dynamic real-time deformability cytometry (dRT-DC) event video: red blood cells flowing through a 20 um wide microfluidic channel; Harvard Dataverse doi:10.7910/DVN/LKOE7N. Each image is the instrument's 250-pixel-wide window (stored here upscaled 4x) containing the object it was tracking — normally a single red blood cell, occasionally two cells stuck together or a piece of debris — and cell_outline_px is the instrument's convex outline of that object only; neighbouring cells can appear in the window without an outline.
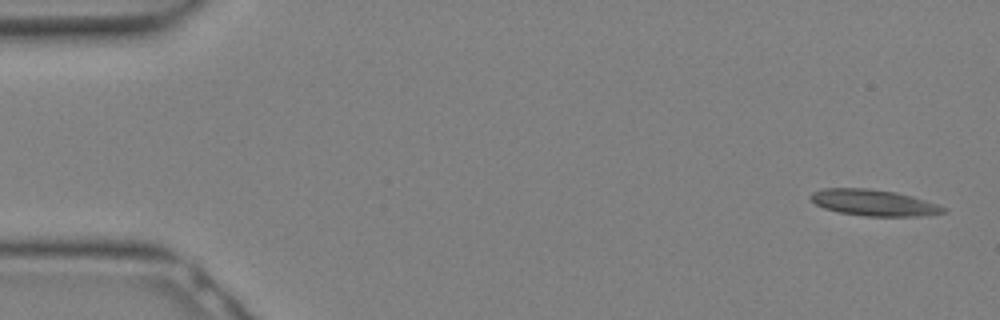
{"species": "Egyptian fruit bat (a non-hibernating species)", "species_latin": "Rousettus aegyptiacus", "temperature_condition": "warm", "stored_images_in_passage": 30, "camera_frame_rate_fps": 3000, "um_per_image_px": 0.085, "animal": {"sex": "female"}, "frame": {"image": 1, "passage_image": 1, "time_ms": 0.0, "image_size_px": [1000, 320], "cell_outline_px": [[948, 212], [920, 216], [864, 216], [840, 212], [824, 208], [816, 204], [808, 196], [812, 192], [824, 188], [868, 188], [896, 192], [912, 196], [948, 208]], "centroid_in_image_um": [74.27, 17.22], "position_along_channel_um": 10.7, "area_um2": 20.29}}
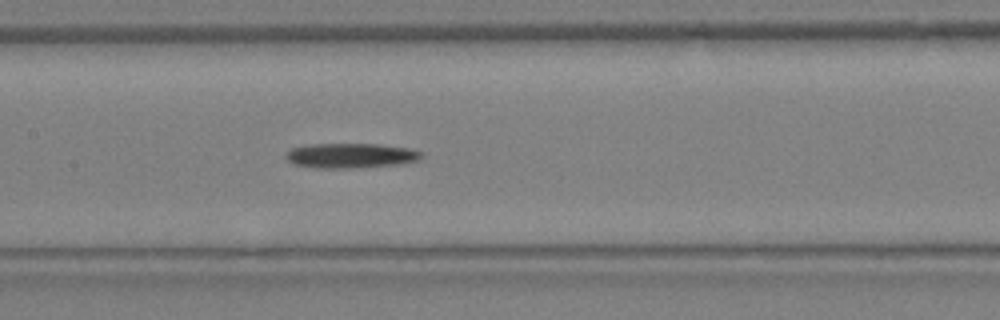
{"frame": {"image": 2, "passage_image": 14, "time_ms": 4.333, "image_size_px": [1000, 320], "cell_outline_px": [[424, 156], [420, 160], [404, 164], [364, 168], [316, 168], [292, 164], [284, 156], [292, 148], [308, 144], [376, 144], [408, 148], [424, 152]], "centroid_in_image_um": [29.87, 13.24], "position_along_channel_um": 177.5, "area_um2": 20.06}}
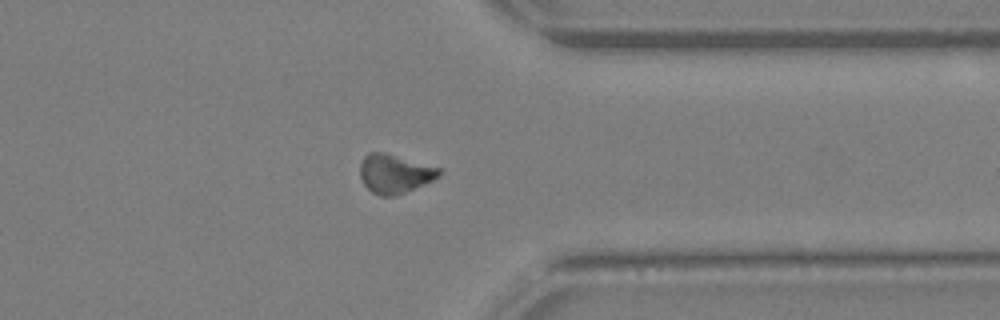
{"frame": {"image": 3, "passage_image": 23, "time_ms": 7.333, "image_size_px": [1000, 320], "cell_outline_px": [[440, 176], [432, 180], [404, 192], [392, 196], [380, 196], [372, 192], [364, 184], [360, 176], [360, 164], [364, 156], [368, 152], [384, 152], [440, 168]], "centroid_in_image_um": [33.51, 14.75], "position_along_channel_um": 377.9, "area_um2": 17.63}}